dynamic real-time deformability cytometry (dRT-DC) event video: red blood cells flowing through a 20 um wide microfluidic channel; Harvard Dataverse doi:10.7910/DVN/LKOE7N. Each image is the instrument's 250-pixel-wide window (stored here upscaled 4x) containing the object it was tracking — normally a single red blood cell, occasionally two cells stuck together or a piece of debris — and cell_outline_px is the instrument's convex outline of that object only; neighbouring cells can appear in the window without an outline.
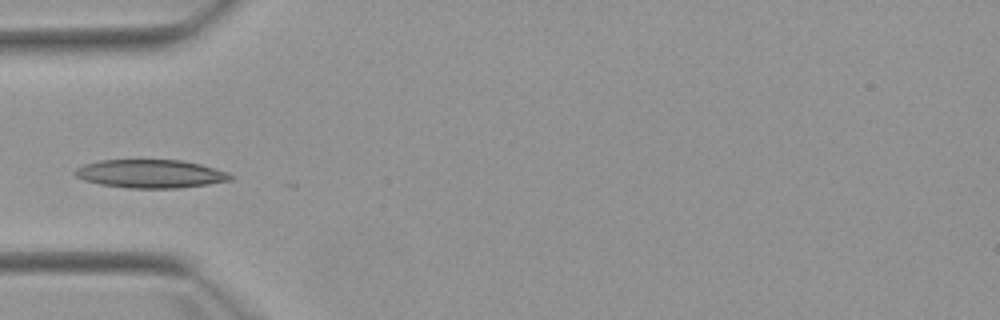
{"species": "Egyptian fruit bat (a non-hibernating species)", "species_latin": "Rousettus aegyptiacus", "temperature_condition": "warm", "stored_images_in_passage": 5, "camera_frame_rate_fps": 3000, "um_per_image_px": 0.085, "animal": {"sex": "female"}, "frame": {"image": 1, "passage_image": 4, "time_ms": 4.667, "image_size_px": [1000, 320], "cell_outline_px": [[236, 176], [232, 180], [208, 184], [176, 188], [128, 188], [100, 184], [84, 180], [76, 176], [72, 172], [76, 168], [84, 164], [100, 160], [180, 160], [200, 164]], "centroid_in_image_um": [12.76, 14.77], "position_along_channel_um": 72.2, "area_um2": 25.55}}
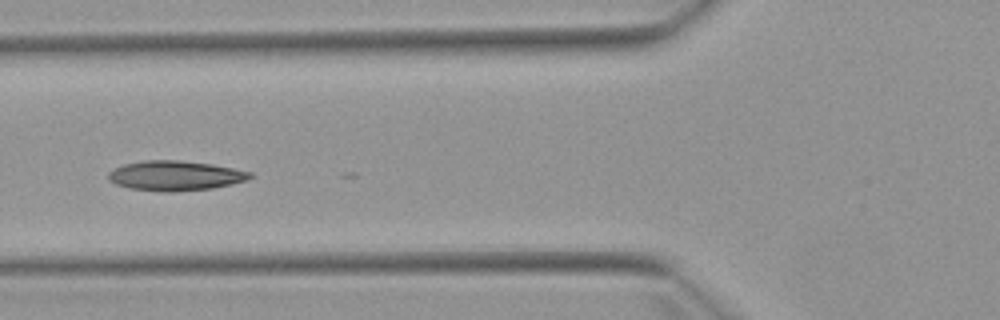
{"frame": {"image": 2, "passage_image": 5, "time_ms": 5.667, "image_size_px": [1000, 320], "cell_outline_px": [[256, 176], [248, 180], [232, 184], [212, 188], [172, 192], [164, 192], [128, 188], [116, 184], [108, 180], [108, 172], [124, 164], [144, 160], [180, 160], [212, 164], [252, 172]], "centroid_in_image_um": [14.92, 14.93], "position_along_channel_um": 110.9, "area_um2": 24.8}}